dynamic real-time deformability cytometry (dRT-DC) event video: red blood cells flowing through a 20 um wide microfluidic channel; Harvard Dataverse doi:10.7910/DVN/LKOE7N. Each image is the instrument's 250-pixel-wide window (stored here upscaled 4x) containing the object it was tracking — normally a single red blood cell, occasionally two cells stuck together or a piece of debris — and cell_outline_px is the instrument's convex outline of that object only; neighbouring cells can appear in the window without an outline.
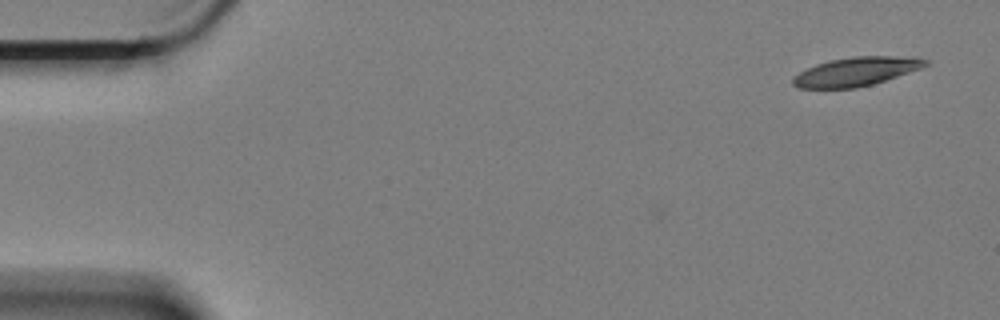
{"species": "Egyptian fruit bat (a non-hibernating species)", "species_latin": "Rousettus aegyptiacus", "temperature_condition": "cold", "stored_images_in_passage": 3, "camera_frame_rate_fps": 3000, "um_per_image_px": 0.085, "animal": {"sex": "female"}, "frame": {"image": 1, "passage_image": 1, "time_ms": 0.0, "image_size_px": [1000, 320], "cell_outline_px": [[928, 64], [920, 68], [872, 84], [856, 88], [800, 88], [792, 84], [792, 76], [816, 64], [828, 60], [852, 56], [916, 56], [928, 60]], "centroid_in_image_um": [72.75, 6.07], "position_along_channel_um": 12.2, "area_um2": 22.2}}